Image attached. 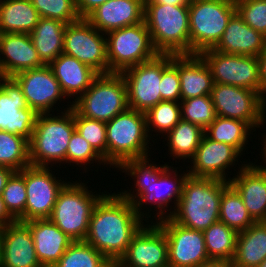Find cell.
Listing matches in <instances>:
<instances>
[{"label":"cell","mask_w":266,"mask_h":267,"mask_svg":"<svg viewBox=\"0 0 266 267\" xmlns=\"http://www.w3.org/2000/svg\"><path fill=\"white\" fill-rule=\"evenodd\" d=\"M15 221L16 220L7 211L4 200L2 196L0 195V227H4Z\"/></svg>","instance_id":"obj_49"},{"label":"cell","mask_w":266,"mask_h":267,"mask_svg":"<svg viewBox=\"0 0 266 267\" xmlns=\"http://www.w3.org/2000/svg\"><path fill=\"white\" fill-rule=\"evenodd\" d=\"M13 172L14 170L12 168L0 166V195H2L6 182Z\"/></svg>","instance_id":"obj_50"},{"label":"cell","mask_w":266,"mask_h":267,"mask_svg":"<svg viewBox=\"0 0 266 267\" xmlns=\"http://www.w3.org/2000/svg\"><path fill=\"white\" fill-rule=\"evenodd\" d=\"M208 65L214 83L233 85L257 91L261 96L257 56L226 54L212 49L199 54Z\"/></svg>","instance_id":"obj_12"},{"label":"cell","mask_w":266,"mask_h":267,"mask_svg":"<svg viewBox=\"0 0 266 267\" xmlns=\"http://www.w3.org/2000/svg\"><path fill=\"white\" fill-rule=\"evenodd\" d=\"M155 222L166 235L169 267H198L210 260L203 231L182 226L170 217Z\"/></svg>","instance_id":"obj_14"},{"label":"cell","mask_w":266,"mask_h":267,"mask_svg":"<svg viewBox=\"0 0 266 267\" xmlns=\"http://www.w3.org/2000/svg\"><path fill=\"white\" fill-rule=\"evenodd\" d=\"M108 74L122 71L155 58L154 48L145 22L107 32Z\"/></svg>","instance_id":"obj_9"},{"label":"cell","mask_w":266,"mask_h":267,"mask_svg":"<svg viewBox=\"0 0 266 267\" xmlns=\"http://www.w3.org/2000/svg\"><path fill=\"white\" fill-rule=\"evenodd\" d=\"M258 61L261 81V98L266 103V49L258 56Z\"/></svg>","instance_id":"obj_48"},{"label":"cell","mask_w":266,"mask_h":267,"mask_svg":"<svg viewBox=\"0 0 266 267\" xmlns=\"http://www.w3.org/2000/svg\"><path fill=\"white\" fill-rule=\"evenodd\" d=\"M262 136H263V139H264L263 140L264 144H262L263 145V149H261V152H262L261 156H263L262 159L265 160V161H263L264 165H255V166H257L260 169L266 170V133L264 135H262Z\"/></svg>","instance_id":"obj_53"},{"label":"cell","mask_w":266,"mask_h":267,"mask_svg":"<svg viewBox=\"0 0 266 267\" xmlns=\"http://www.w3.org/2000/svg\"><path fill=\"white\" fill-rule=\"evenodd\" d=\"M0 77L45 65L35 49L30 34L3 33L0 38Z\"/></svg>","instance_id":"obj_22"},{"label":"cell","mask_w":266,"mask_h":267,"mask_svg":"<svg viewBox=\"0 0 266 267\" xmlns=\"http://www.w3.org/2000/svg\"><path fill=\"white\" fill-rule=\"evenodd\" d=\"M2 198L9 214L16 220L25 222L26 185L25 168L14 171L6 182Z\"/></svg>","instance_id":"obj_39"},{"label":"cell","mask_w":266,"mask_h":267,"mask_svg":"<svg viewBox=\"0 0 266 267\" xmlns=\"http://www.w3.org/2000/svg\"><path fill=\"white\" fill-rule=\"evenodd\" d=\"M33 238L37 259L42 267H53L74 242L50 219L25 222Z\"/></svg>","instance_id":"obj_25"},{"label":"cell","mask_w":266,"mask_h":267,"mask_svg":"<svg viewBox=\"0 0 266 267\" xmlns=\"http://www.w3.org/2000/svg\"><path fill=\"white\" fill-rule=\"evenodd\" d=\"M38 113L30 108L12 77H0V131L31 140Z\"/></svg>","instance_id":"obj_16"},{"label":"cell","mask_w":266,"mask_h":267,"mask_svg":"<svg viewBox=\"0 0 266 267\" xmlns=\"http://www.w3.org/2000/svg\"><path fill=\"white\" fill-rule=\"evenodd\" d=\"M40 16L30 0H0V32L30 34Z\"/></svg>","instance_id":"obj_31"},{"label":"cell","mask_w":266,"mask_h":267,"mask_svg":"<svg viewBox=\"0 0 266 267\" xmlns=\"http://www.w3.org/2000/svg\"><path fill=\"white\" fill-rule=\"evenodd\" d=\"M144 2L145 0H108L85 19L106 34L111 30L143 22Z\"/></svg>","instance_id":"obj_24"},{"label":"cell","mask_w":266,"mask_h":267,"mask_svg":"<svg viewBox=\"0 0 266 267\" xmlns=\"http://www.w3.org/2000/svg\"><path fill=\"white\" fill-rule=\"evenodd\" d=\"M181 119L197 124L204 130L215 120L216 112L211 95L180 101Z\"/></svg>","instance_id":"obj_41"},{"label":"cell","mask_w":266,"mask_h":267,"mask_svg":"<svg viewBox=\"0 0 266 267\" xmlns=\"http://www.w3.org/2000/svg\"><path fill=\"white\" fill-rule=\"evenodd\" d=\"M235 13V0H191L190 54H200L214 48Z\"/></svg>","instance_id":"obj_7"},{"label":"cell","mask_w":266,"mask_h":267,"mask_svg":"<svg viewBox=\"0 0 266 267\" xmlns=\"http://www.w3.org/2000/svg\"><path fill=\"white\" fill-rule=\"evenodd\" d=\"M67 109L55 116L51 113L38 114L36 124L29 141V160L32 166L50 167L65 162L68 144L75 130L74 108ZM57 162V163H56ZM53 163V164H52Z\"/></svg>","instance_id":"obj_3"},{"label":"cell","mask_w":266,"mask_h":267,"mask_svg":"<svg viewBox=\"0 0 266 267\" xmlns=\"http://www.w3.org/2000/svg\"><path fill=\"white\" fill-rule=\"evenodd\" d=\"M108 0H76V9L80 18H86L93 10Z\"/></svg>","instance_id":"obj_47"},{"label":"cell","mask_w":266,"mask_h":267,"mask_svg":"<svg viewBox=\"0 0 266 267\" xmlns=\"http://www.w3.org/2000/svg\"><path fill=\"white\" fill-rule=\"evenodd\" d=\"M66 26L62 21L40 17L30 33L35 49L45 65H49L63 53Z\"/></svg>","instance_id":"obj_30"},{"label":"cell","mask_w":266,"mask_h":267,"mask_svg":"<svg viewBox=\"0 0 266 267\" xmlns=\"http://www.w3.org/2000/svg\"><path fill=\"white\" fill-rule=\"evenodd\" d=\"M85 18L67 24L63 53L88 65L98 74H108L106 35Z\"/></svg>","instance_id":"obj_13"},{"label":"cell","mask_w":266,"mask_h":267,"mask_svg":"<svg viewBox=\"0 0 266 267\" xmlns=\"http://www.w3.org/2000/svg\"><path fill=\"white\" fill-rule=\"evenodd\" d=\"M241 154L231 145L209 139L205 134L191 159L192 167L188 171L189 176L216 178L230 181L226 176L229 167L239 162ZM227 169V170H226Z\"/></svg>","instance_id":"obj_19"},{"label":"cell","mask_w":266,"mask_h":267,"mask_svg":"<svg viewBox=\"0 0 266 267\" xmlns=\"http://www.w3.org/2000/svg\"><path fill=\"white\" fill-rule=\"evenodd\" d=\"M198 267H233L232 261L210 259Z\"/></svg>","instance_id":"obj_52"},{"label":"cell","mask_w":266,"mask_h":267,"mask_svg":"<svg viewBox=\"0 0 266 267\" xmlns=\"http://www.w3.org/2000/svg\"><path fill=\"white\" fill-rule=\"evenodd\" d=\"M72 182L59 191L49 219L73 241H84L92 211L104 194H94L80 180Z\"/></svg>","instance_id":"obj_6"},{"label":"cell","mask_w":266,"mask_h":267,"mask_svg":"<svg viewBox=\"0 0 266 267\" xmlns=\"http://www.w3.org/2000/svg\"><path fill=\"white\" fill-rule=\"evenodd\" d=\"M0 267H42L25 222L15 221L3 227Z\"/></svg>","instance_id":"obj_21"},{"label":"cell","mask_w":266,"mask_h":267,"mask_svg":"<svg viewBox=\"0 0 266 267\" xmlns=\"http://www.w3.org/2000/svg\"><path fill=\"white\" fill-rule=\"evenodd\" d=\"M106 137L107 165L112 168L130 159L146 157L151 149L146 115L131 108L106 122Z\"/></svg>","instance_id":"obj_5"},{"label":"cell","mask_w":266,"mask_h":267,"mask_svg":"<svg viewBox=\"0 0 266 267\" xmlns=\"http://www.w3.org/2000/svg\"><path fill=\"white\" fill-rule=\"evenodd\" d=\"M2 233H3V227H0V248H1Z\"/></svg>","instance_id":"obj_56"},{"label":"cell","mask_w":266,"mask_h":267,"mask_svg":"<svg viewBox=\"0 0 266 267\" xmlns=\"http://www.w3.org/2000/svg\"><path fill=\"white\" fill-rule=\"evenodd\" d=\"M30 165L29 141L20 135L0 131V166L21 171Z\"/></svg>","instance_id":"obj_37"},{"label":"cell","mask_w":266,"mask_h":267,"mask_svg":"<svg viewBox=\"0 0 266 267\" xmlns=\"http://www.w3.org/2000/svg\"><path fill=\"white\" fill-rule=\"evenodd\" d=\"M219 221L237 232L246 230L255 222L241 196L230 183L222 191Z\"/></svg>","instance_id":"obj_36"},{"label":"cell","mask_w":266,"mask_h":267,"mask_svg":"<svg viewBox=\"0 0 266 267\" xmlns=\"http://www.w3.org/2000/svg\"><path fill=\"white\" fill-rule=\"evenodd\" d=\"M171 62V54L155 58L121 72L127 86L128 106L146 113L161 101L162 70Z\"/></svg>","instance_id":"obj_10"},{"label":"cell","mask_w":266,"mask_h":267,"mask_svg":"<svg viewBox=\"0 0 266 267\" xmlns=\"http://www.w3.org/2000/svg\"><path fill=\"white\" fill-rule=\"evenodd\" d=\"M211 97L217 116L244 121L255 131L266 123V103L257 91L214 83Z\"/></svg>","instance_id":"obj_11"},{"label":"cell","mask_w":266,"mask_h":267,"mask_svg":"<svg viewBox=\"0 0 266 267\" xmlns=\"http://www.w3.org/2000/svg\"><path fill=\"white\" fill-rule=\"evenodd\" d=\"M190 0H145L144 4L189 5Z\"/></svg>","instance_id":"obj_51"},{"label":"cell","mask_w":266,"mask_h":267,"mask_svg":"<svg viewBox=\"0 0 266 267\" xmlns=\"http://www.w3.org/2000/svg\"><path fill=\"white\" fill-rule=\"evenodd\" d=\"M145 115L149 135H151L149 132L154 129L155 132L166 135L181 120V105L176 101H160Z\"/></svg>","instance_id":"obj_40"},{"label":"cell","mask_w":266,"mask_h":267,"mask_svg":"<svg viewBox=\"0 0 266 267\" xmlns=\"http://www.w3.org/2000/svg\"><path fill=\"white\" fill-rule=\"evenodd\" d=\"M161 101H181V82L178 55L171 54V62L162 70Z\"/></svg>","instance_id":"obj_46"},{"label":"cell","mask_w":266,"mask_h":267,"mask_svg":"<svg viewBox=\"0 0 266 267\" xmlns=\"http://www.w3.org/2000/svg\"><path fill=\"white\" fill-rule=\"evenodd\" d=\"M171 167L172 166L169 165V167L160 175L159 179L156 182L152 183L150 190H145L133 202V204L138 208L139 214L143 218H145V223H149V221H146V219L149 220L151 215H149L150 212H148V214L146 211L142 212L141 209L144 203L145 205L151 203V205L149 206L155 205L154 207L158 209L155 210L156 216L154 215L153 217H157L155 219L156 221L169 217L173 213V211L169 209L172 199H174L173 203L175 204L173 208L175 209L177 206L178 200L180 199V196L182 194L183 183L189 174L188 171H186V173L184 172L180 176L178 175L179 172L177 171V169L174 170L175 168L172 169Z\"/></svg>","instance_id":"obj_20"},{"label":"cell","mask_w":266,"mask_h":267,"mask_svg":"<svg viewBox=\"0 0 266 267\" xmlns=\"http://www.w3.org/2000/svg\"><path fill=\"white\" fill-rule=\"evenodd\" d=\"M167 146L174 159H192L204 136V129L197 124L180 120L167 134Z\"/></svg>","instance_id":"obj_33"},{"label":"cell","mask_w":266,"mask_h":267,"mask_svg":"<svg viewBox=\"0 0 266 267\" xmlns=\"http://www.w3.org/2000/svg\"><path fill=\"white\" fill-rule=\"evenodd\" d=\"M110 261L85 241H74L53 267H108Z\"/></svg>","instance_id":"obj_38"},{"label":"cell","mask_w":266,"mask_h":267,"mask_svg":"<svg viewBox=\"0 0 266 267\" xmlns=\"http://www.w3.org/2000/svg\"><path fill=\"white\" fill-rule=\"evenodd\" d=\"M228 181L187 176L176 208L169 216L190 229L205 231L219 221L220 201Z\"/></svg>","instance_id":"obj_2"},{"label":"cell","mask_w":266,"mask_h":267,"mask_svg":"<svg viewBox=\"0 0 266 267\" xmlns=\"http://www.w3.org/2000/svg\"><path fill=\"white\" fill-rule=\"evenodd\" d=\"M45 166L25 167L26 205L25 222L35 219H49L59 191L67 183ZM62 181V182H61Z\"/></svg>","instance_id":"obj_15"},{"label":"cell","mask_w":266,"mask_h":267,"mask_svg":"<svg viewBox=\"0 0 266 267\" xmlns=\"http://www.w3.org/2000/svg\"><path fill=\"white\" fill-rule=\"evenodd\" d=\"M213 49L226 54L258 57L266 49V37L246 24L236 12Z\"/></svg>","instance_id":"obj_26"},{"label":"cell","mask_w":266,"mask_h":267,"mask_svg":"<svg viewBox=\"0 0 266 267\" xmlns=\"http://www.w3.org/2000/svg\"><path fill=\"white\" fill-rule=\"evenodd\" d=\"M242 165L229 183L241 196L251 218L266 221V170L251 162Z\"/></svg>","instance_id":"obj_23"},{"label":"cell","mask_w":266,"mask_h":267,"mask_svg":"<svg viewBox=\"0 0 266 267\" xmlns=\"http://www.w3.org/2000/svg\"><path fill=\"white\" fill-rule=\"evenodd\" d=\"M149 156L143 158L130 159L123 162L117 170L121 169L122 172H127L133 177L135 182V192L126 190L118 192L123 198L130 202H134L145 190H150L152 183L156 182L160 175L169 167L166 163L163 166H157L155 163H150ZM155 164V165H154ZM133 193V194H132Z\"/></svg>","instance_id":"obj_32"},{"label":"cell","mask_w":266,"mask_h":267,"mask_svg":"<svg viewBox=\"0 0 266 267\" xmlns=\"http://www.w3.org/2000/svg\"><path fill=\"white\" fill-rule=\"evenodd\" d=\"M108 267H123L119 262H110Z\"/></svg>","instance_id":"obj_54"},{"label":"cell","mask_w":266,"mask_h":267,"mask_svg":"<svg viewBox=\"0 0 266 267\" xmlns=\"http://www.w3.org/2000/svg\"><path fill=\"white\" fill-rule=\"evenodd\" d=\"M93 161L99 162L98 164L100 165L101 163L102 165L106 164L104 159L95 151L90 143L75 129L68 144L66 163H70V166L71 163H75L78 166L80 164L79 167H82L81 165L92 164Z\"/></svg>","instance_id":"obj_44"},{"label":"cell","mask_w":266,"mask_h":267,"mask_svg":"<svg viewBox=\"0 0 266 267\" xmlns=\"http://www.w3.org/2000/svg\"><path fill=\"white\" fill-rule=\"evenodd\" d=\"M49 67L59 82L65 99L75 96V101L89 89L93 80L99 75L88 65L65 53H61Z\"/></svg>","instance_id":"obj_27"},{"label":"cell","mask_w":266,"mask_h":267,"mask_svg":"<svg viewBox=\"0 0 266 267\" xmlns=\"http://www.w3.org/2000/svg\"><path fill=\"white\" fill-rule=\"evenodd\" d=\"M266 259V221L238 232L233 267H257Z\"/></svg>","instance_id":"obj_29"},{"label":"cell","mask_w":266,"mask_h":267,"mask_svg":"<svg viewBox=\"0 0 266 267\" xmlns=\"http://www.w3.org/2000/svg\"><path fill=\"white\" fill-rule=\"evenodd\" d=\"M210 259L232 261L236 250L238 232L220 221L203 231Z\"/></svg>","instance_id":"obj_35"},{"label":"cell","mask_w":266,"mask_h":267,"mask_svg":"<svg viewBox=\"0 0 266 267\" xmlns=\"http://www.w3.org/2000/svg\"><path fill=\"white\" fill-rule=\"evenodd\" d=\"M144 22L160 54H190L189 5L144 4Z\"/></svg>","instance_id":"obj_4"},{"label":"cell","mask_w":266,"mask_h":267,"mask_svg":"<svg viewBox=\"0 0 266 267\" xmlns=\"http://www.w3.org/2000/svg\"><path fill=\"white\" fill-rule=\"evenodd\" d=\"M23 91L30 108L38 114L50 113L66 96L49 65L18 72L12 77Z\"/></svg>","instance_id":"obj_18"},{"label":"cell","mask_w":266,"mask_h":267,"mask_svg":"<svg viewBox=\"0 0 266 267\" xmlns=\"http://www.w3.org/2000/svg\"><path fill=\"white\" fill-rule=\"evenodd\" d=\"M72 107L83 117L103 122L129 108L127 86L121 73L99 74Z\"/></svg>","instance_id":"obj_8"},{"label":"cell","mask_w":266,"mask_h":267,"mask_svg":"<svg viewBox=\"0 0 266 267\" xmlns=\"http://www.w3.org/2000/svg\"><path fill=\"white\" fill-rule=\"evenodd\" d=\"M42 18L56 19L66 24L80 19L76 0H30Z\"/></svg>","instance_id":"obj_43"},{"label":"cell","mask_w":266,"mask_h":267,"mask_svg":"<svg viewBox=\"0 0 266 267\" xmlns=\"http://www.w3.org/2000/svg\"><path fill=\"white\" fill-rule=\"evenodd\" d=\"M235 6L242 20L266 37V0H235Z\"/></svg>","instance_id":"obj_45"},{"label":"cell","mask_w":266,"mask_h":267,"mask_svg":"<svg viewBox=\"0 0 266 267\" xmlns=\"http://www.w3.org/2000/svg\"><path fill=\"white\" fill-rule=\"evenodd\" d=\"M178 73L181 82V100L211 95L213 77L199 54L178 55Z\"/></svg>","instance_id":"obj_28"},{"label":"cell","mask_w":266,"mask_h":267,"mask_svg":"<svg viewBox=\"0 0 266 267\" xmlns=\"http://www.w3.org/2000/svg\"><path fill=\"white\" fill-rule=\"evenodd\" d=\"M257 267H266V259L260 263Z\"/></svg>","instance_id":"obj_55"},{"label":"cell","mask_w":266,"mask_h":267,"mask_svg":"<svg viewBox=\"0 0 266 267\" xmlns=\"http://www.w3.org/2000/svg\"><path fill=\"white\" fill-rule=\"evenodd\" d=\"M138 208L118 192L104 194L96 203L89 221L85 242L110 262H118L132 237L145 225Z\"/></svg>","instance_id":"obj_1"},{"label":"cell","mask_w":266,"mask_h":267,"mask_svg":"<svg viewBox=\"0 0 266 267\" xmlns=\"http://www.w3.org/2000/svg\"><path fill=\"white\" fill-rule=\"evenodd\" d=\"M253 129L244 121L216 116L215 120L204 130L211 140L223 142L234 147L241 155Z\"/></svg>","instance_id":"obj_34"},{"label":"cell","mask_w":266,"mask_h":267,"mask_svg":"<svg viewBox=\"0 0 266 267\" xmlns=\"http://www.w3.org/2000/svg\"><path fill=\"white\" fill-rule=\"evenodd\" d=\"M150 224L143 225L132 237L125 254L118 261L123 267L169 266L166 235L156 222Z\"/></svg>","instance_id":"obj_17"},{"label":"cell","mask_w":266,"mask_h":267,"mask_svg":"<svg viewBox=\"0 0 266 267\" xmlns=\"http://www.w3.org/2000/svg\"><path fill=\"white\" fill-rule=\"evenodd\" d=\"M74 124L75 129L107 164L106 122L83 117L74 109Z\"/></svg>","instance_id":"obj_42"}]
</instances>
